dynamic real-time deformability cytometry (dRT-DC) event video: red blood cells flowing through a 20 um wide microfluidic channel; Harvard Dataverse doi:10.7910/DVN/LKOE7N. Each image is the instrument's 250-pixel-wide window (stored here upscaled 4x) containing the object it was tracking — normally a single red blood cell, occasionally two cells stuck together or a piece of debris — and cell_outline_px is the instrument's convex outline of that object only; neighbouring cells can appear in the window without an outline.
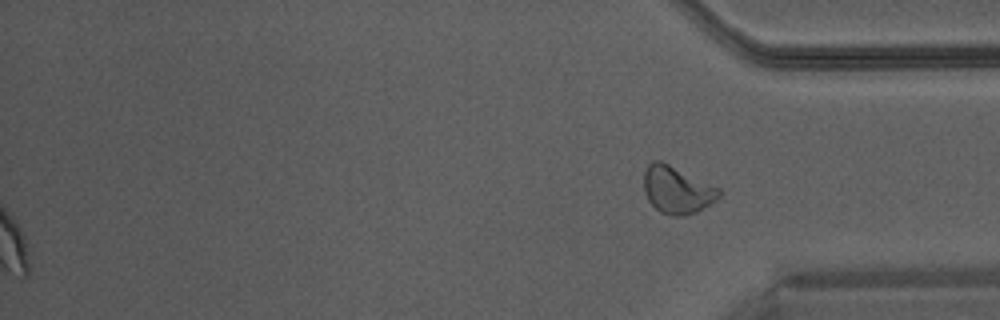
{"species": "Egyptian fruit bat (a non-hibernating species)", "species_latin": "Rousettus aegyptiacus", "temperature_condition": "warm", "stored_images_in_passage": 50, "segment_of_instrument_passage": [2, 2], "camera_frame_rate_fps": 3000, "um_per_image_px": 0.085, "animal": {"sex": "male"}, "frame": {"image": 1, "passage_image": 50, "time_ms": 16.333, "image_size_px": [1000, 320], "cell_outline_px": [[724, 192], [720, 196], [696, 212], [684, 216], [672, 216], [660, 212], [648, 200], [644, 192], [644, 172], [648, 164], [652, 160], [660, 160], [720, 188]], "centroid_in_image_um": [57.53, 16.14], "position_along_channel_um": 377.7, "area_um2": 20.63}}